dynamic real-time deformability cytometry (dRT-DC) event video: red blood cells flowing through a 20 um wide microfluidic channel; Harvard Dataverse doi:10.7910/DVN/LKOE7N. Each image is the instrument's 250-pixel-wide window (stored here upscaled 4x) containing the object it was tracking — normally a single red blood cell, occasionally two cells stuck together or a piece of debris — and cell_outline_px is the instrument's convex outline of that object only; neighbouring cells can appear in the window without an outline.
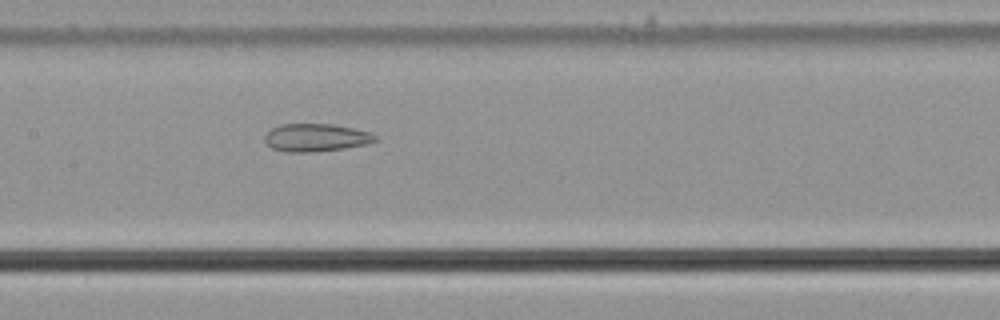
{"species": "common noctule bat (a hibernating species)", "species_latin": "Nyctalus noctula", "temperature_condition": "cold", "stored_images_in_passage": 33, "camera_frame_rate_fps": 3000, "um_per_image_px": 0.085, "animal": {"sex": "male", "body_mass_g": 21.5, "forearm_length_mm": 52.0}, "frame": {"image": 1, "passage_image": 22, "time_ms": 7.0, "image_size_px": [1000, 320], "cell_outline_px": [[380, 140], [364, 144], [344, 148], [312, 152], [288, 152], [272, 148], [264, 140], [264, 136], [272, 128], [280, 124], [332, 124], [372, 132]], "centroid_in_image_um": [26.86, 11.69], "position_along_channel_um": 180.5, "area_um2": 17.86}}
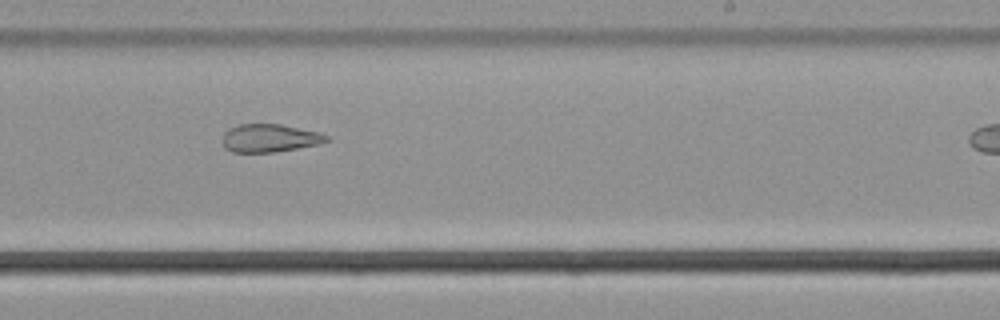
{"frame": {"image": 2, "passage_image": 29, "time_ms": 9.333, "image_size_px": [1000, 320], "cell_outline_px": [[332, 140], [320, 144], [272, 152], [232, 152], [224, 148], [224, 132], [228, 128], [240, 124], [280, 124], [320, 132], [332, 136]], "centroid_in_image_um": [22.98, 11.73], "position_along_channel_um": 266.0, "area_um2": 17.11}}
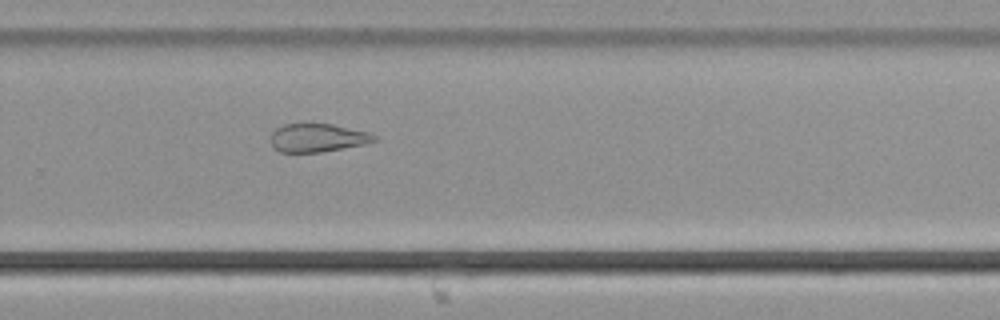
{"frame": {"image": 3, "passage_image": 32, "time_ms": 10.333, "image_size_px": [1000, 320], "cell_outline_px": [[376, 140], [364, 144], [320, 152], [280, 152], [272, 148], [272, 132], [276, 128], [284, 124], [332, 124], [368, 132], [376, 136]], "centroid_in_image_um": [26.97, 11.71], "position_along_channel_um": 302.8, "area_um2": 16.88}}